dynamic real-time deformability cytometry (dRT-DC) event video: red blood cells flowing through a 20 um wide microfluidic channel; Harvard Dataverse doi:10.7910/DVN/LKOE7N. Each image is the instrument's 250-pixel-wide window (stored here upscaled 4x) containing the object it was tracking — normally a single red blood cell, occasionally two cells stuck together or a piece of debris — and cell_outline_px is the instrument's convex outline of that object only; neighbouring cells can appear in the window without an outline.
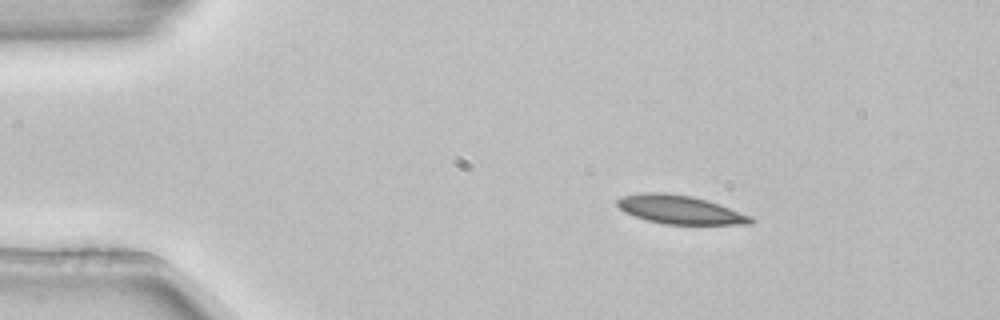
{"species": "common noctule bat (a hibernating species)", "species_latin": "Nyctalus noctula", "temperature_condition": "room temperature", "stored_images_in_passage": 2, "camera_frame_rate_fps": 3000, "um_per_image_px": 0.085, "animal": {"sex": "female", "body_mass_g": 22.7, "forearm_length_mm": 54.2}, "frame": {"image": 1, "passage_image": 1, "time_ms": 0.0, "image_size_px": [1000, 320], "cell_outline_px": [[752, 224], [664, 224], [648, 220], [624, 212], [616, 204], [616, 200], [624, 196], [640, 192], [664, 192], [692, 196], [708, 200], [752, 216]], "centroid_in_image_um": [57.78, 17.81], "position_along_channel_um": 27.2, "area_um2": 22.14}}